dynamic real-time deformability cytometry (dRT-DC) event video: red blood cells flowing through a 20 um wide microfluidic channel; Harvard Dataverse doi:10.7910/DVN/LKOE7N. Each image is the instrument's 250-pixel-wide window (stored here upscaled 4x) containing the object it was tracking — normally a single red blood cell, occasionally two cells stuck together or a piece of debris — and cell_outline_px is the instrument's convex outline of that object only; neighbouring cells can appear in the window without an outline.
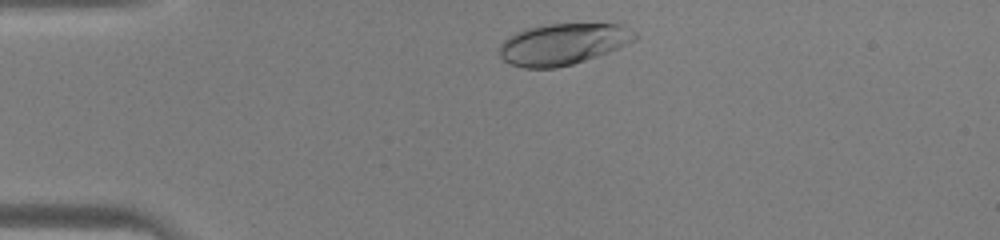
{"species": "human", "species_latin": "Homo sapiens", "temperature_condition": "warm", "stored_images_in_passage": 29, "camera_frame_rate_fps": 3000, "um_per_image_px": 0.085, "donor": {"sex": "male"}, "frame": {"image": 1, "passage_image": 2, "time_ms": 0.333, "image_size_px": [1000, 240], "cell_outline_px": [[640, 36], [636, 40], [608, 52], [572, 64], [556, 68], [524, 68], [512, 64], [504, 60], [500, 56], [496, 48], [508, 36], [524, 28], [544, 24], [624, 24], [636, 32]], "centroid_in_image_um": [47.84, 3.73], "position_along_channel_um": 37.2, "area_um2": 32.95}}
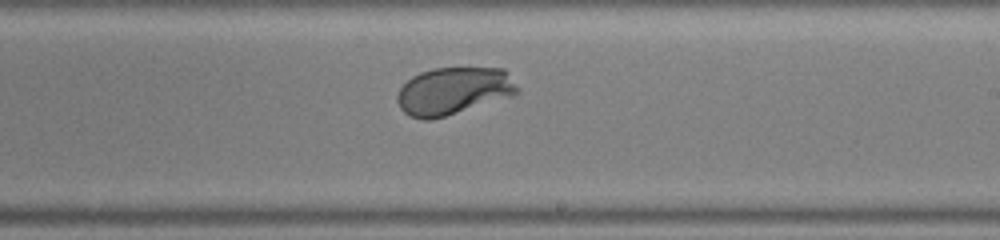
{"frame": {"image": 2, "passage_image": 19, "time_ms": 6.0, "image_size_px": [1000, 240], "cell_outline_px": [[520, 92], [512, 96], [432, 120], [424, 120], [412, 116], [404, 112], [400, 108], [396, 100], [396, 96], [400, 88], [412, 76], [420, 72], [432, 68], [504, 68], [520, 88]], "centroid_in_image_um": [38.55, 7.72], "position_along_channel_um": 250.4, "area_um2": 33.29}}
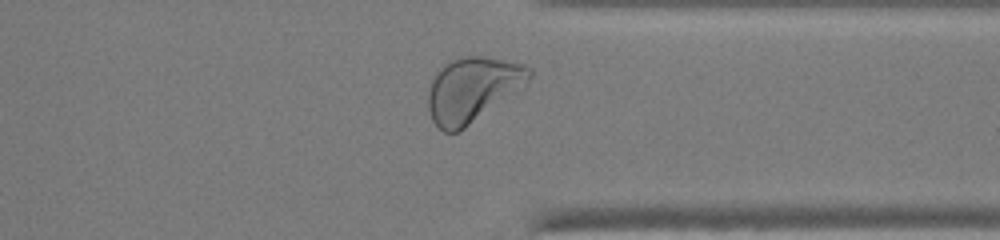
{"frame": {"image": 3, "passage_image": 27, "time_ms": 8.667, "image_size_px": [1000, 240], "cell_outline_px": [[532, 76], [528, 80], [460, 132], [444, 132], [432, 120], [428, 108], [428, 88], [432, 80], [440, 68], [444, 64], [452, 60], [468, 56], [484, 56], [524, 64], [532, 68]], "centroid_in_image_um": [40.11, 7.59], "position_along_channel_um": 371.3, "area_um2": 37.28}}